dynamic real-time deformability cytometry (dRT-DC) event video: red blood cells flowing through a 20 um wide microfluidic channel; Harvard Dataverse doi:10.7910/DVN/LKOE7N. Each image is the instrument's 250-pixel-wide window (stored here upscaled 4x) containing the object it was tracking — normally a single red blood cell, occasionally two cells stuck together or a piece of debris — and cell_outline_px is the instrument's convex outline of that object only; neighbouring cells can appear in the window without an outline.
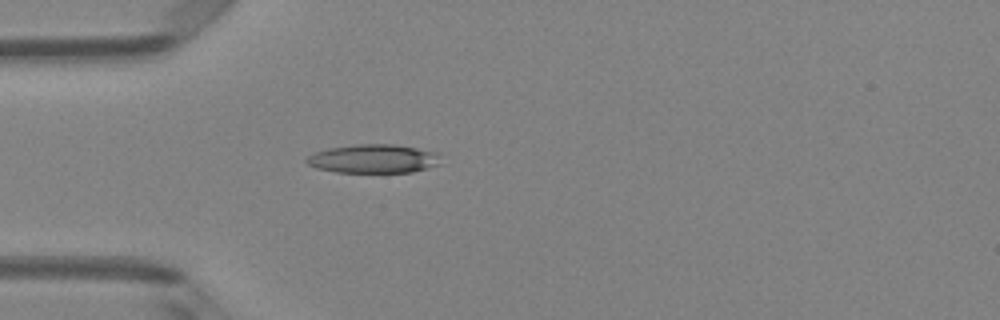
{"species": "Egyptian fruit bat (a non-hibernating species)", "species_latin": "Rousettus aegyptiacus", "temperature_condition": "room temperature", "stored_images_in_passage": 4, "camera_frame_rate_fps": 3000, "um_per_image_px": 0.085, "animal": {"sex": "female"}, "frame": {"image": 1, "passage_image": 4, "time_ms": 1.0, "image_size_px": [1000, 320], "cell_outline_px": [[440, 164], [428, 168], [412, 172], [336, 172], [316, 168], [308, 164], [304, 160], [312, 152], [328, 148], [356, 144], [392, 144], [440, 152]], "centroid_in_image_um": [31.74, 13.49], "position_along_channel_um": 53.3, "area_um2": 22.66}}